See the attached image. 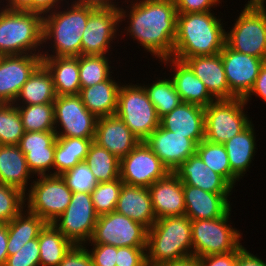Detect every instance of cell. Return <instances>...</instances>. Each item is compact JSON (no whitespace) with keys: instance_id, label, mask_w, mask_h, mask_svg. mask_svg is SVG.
<instances>
[{"instance_id":"cell-1","label":"cell","mask_w":266,"mask_h":266,"mask_svg":"<svg viewBox=\"0 0 266 266\" xmlns=\"http://www.w3.org/2000/svg\"><path fill=\"white\" fill-rule=\"evenodd\" d=\"M130 3V12L122 6L119 8L120 22L126 21V17L130 20L124 34L137 40L139 46L159 61L171 58L178 14L175 0H132Z\"/></svg>"},{"instance_id":"cell-2","label":"cell","mask_w":266,"mask_h":266,"mask_svg":"<svg viewBox=\"0 0 266 266\" xmlns=\"http://www.w3.org/2000/svg\"><path fill=\"white\" fill-rule=\"evenodd\" d=\"M221 20L211 11L178 13L172 58L184 62L189 57L221 53L226 44Z\"/></svg>"},{"instance_id":"cell-3","label":"cell","mask_w":266,"mask_h":266,"mask_svg":"<svg viewBox=\"0 0 266 266\" xmlns=\"http://www.w3.org/2000/svg\"><path fill=\"white\" fill-rule=\"evenodd\" d=\"M70 4L67 8H63L64 11L55 9L43 16L42 41L43 44L51 41L53 55L46 50L47 52L42 51V57H78L81 55L82 34L89 15L95 9Z\"/></svg>"},{"instance_id":"cell-4","label":"cell","mask_w":266,"mask_h":266,"mask_svg":"<svg viewBox=\"0 0 266 266\" xmlns=\"http://www.w3.org/2000/svg\"><path fill=\"white\" fill-rule=\"evenodd\" d=\"M193 256L191 220L186 216L160 218L148 229V266L178 261Z\"/></svg>"},{"instance_id":"cell-5","label":"cell","mask_w":266,"mask_h":266,"mask_svg":"<svg viewBox=\"0 0 266 266\" xmlns=\"http://www.w3.org/2000/svg\"><path fill=\"white\" fill-rule=\"evenodd\" d=\"M42 32L41 14L0 6V56L41 55L40 50L45 46L42 45Z\"/></svg>"},{"instance_id":"cell-6","label":"cell","mask_w":266,"mask_h":266,"mask_svg":"<svg viewBox=\"0 0 266 266\" xmlns=\"http://www.w3.org/2000/svg\"><path fill=\"white\" fill-rule=\"evenodd\" d=\"M115 115L129 127L140 142H144L160 125L154 104L143 85L139 84L128 83L120 86Z\"/></svg>"},{"instance_id":"cell-7","label":"cell","mask_w":266,"mask_h":266,"mask_svg":"<svg viewBox=\"0 0 266 266\" xmlns=\"http://www.w3.org/2000/svg\"><path fill=\"white\" fill-rule=\"evenodd\" d=\"M226 32V44L236 52L266 60V6L247 5Z\"/></svg>"},{"instance_id":"cell-8","label":"cell","mask_w":266,"mask_h":266,"mask_svg":"<svg viewBox=\"0 0 266 266\" xmlns=\"http://www.w3.org/2000/svg\"><path fill=\"white\" fill-rule=\"evenodd\" d=\"M230 212L231 208L219 218L191 220L193 256L228 253L241 245L242 233L228 223Z\"/></svg>"},{"instance_id":"cell-9","label":"cell","mask_w":266,"mask_h":266,"mask_svg":"<svg viewBox=\"0 0 266 266\" xmlns=\"http://www.w3.org/2000/svg\"><path fill=\"white\" fill-rule=\"evenodd\" d=\"M247 104L242 98L219 99L204 107L205 139L224 144L242 132L251 122L245 114Z\"/></svg>"},{"instance_id":"cell-10","label":"cell","mask_w":266,"mask_h":266,"mask_svg":"<svg viewBox=\"0 0 266 266\" xmlns=\"http://www.w3.org/2000/svg\"><path fill=\"white\" fill-rule=\"evenodd\" d=\"M37 177L27 189L25 207L46 223H53L70 204L72 191L60 175Z\"/></svg>"},{"instance_id":"cell-11","label":"cell","mask_w":266,"mask_h":266,"mask_svg":"<svg viewBox=\"0 0 266 266\" xmlns=\"http://www.w3.org/2000/svg\"><path fill=\"white\" fill-rule=\"evenodd\" d=\"M98 217L91 193L76 192L72 193L66 210L52 224L73 245L86 246L93 235Z\"/></svg>"},{"instance_id":"cell-12","label":"cell","mask_w":266,"mask_h":266,"mask_svg":"<svg viewBox=\"0 0 266 266\" xmlns=\"http://www.w3.org/2000/svg\"><path fill=\"white\" fill-rule=\"evenodd\" d=\"M148 229L129 217L113 211L98 217L91 244H109L115 247H147Z\"/></svg>"},{"instance_id":"cell-13","label":"cell","mask_w":266,"mask_h":266,"mask_svg":"<svg viewBox=\"0 0 266 266\" xmlns=\"http://www.w3.org/2000/svg\"><path fill=\"white\" fill-rule=\"evenodd\" d=\"M53 106L57 137L94 139L98 118L87 110L79 95L56 96Z\"/></svg>"},{"instance_id":"cell-14","label":"cell","mask_w":266,"mask_h":266,"mask_svg":"<svg viewBox=\"0 0 266 266\" xmlns=\"http://www.w3.org/2000/svg\"><path fill=\"white\" fill-rule=\"evenodd\" d=\"M119 169L123 183L145 188L170 173L145 142H139L131 152L120 159Z\"/></svg>"},{"instance_id":"cell-15","label":"cell","mask_w":266,"mask_h":266,"mask_svg":"<svg viewBox=\"0 0 266 266\" xmlns=\"http://www.w3.org/2000/svg\"><path fill=\"white\" fill-rule=\"evenodd\" d=\"M120 23L119 8L95 9L88 17L81 41V55H107Z\"/></svg>"},{"instance_id":"cell-16","label":"cell","mask_w":266,"mask_h":266,"mask_svg":"<svg viewBox=\"0 0 266 266\" xmlns=\"http://www.w3.org/2000/svg\"><path fill=\"white\" fill-rule=\"evenodd\" d=\"M220 54L230 92L236 98L243 99L254 85L266 60L236 52L227 44Z\"/></svg>"},{"instance_id":"cell-17","label":"cell","mask_w":266,"mask_h":266,"mask_svg":"<svg viewBox=\"0 0 266 266\" xmlns=\"http://www.w3.org/2000/svg\"><path fill=\"white\" fill-rule=\"evenodd\" d=\"M41 64L42 56L36 54L0 56V103H14Z\"/></svg>"},{"instance_id":"cell-18","label":"cell","mask_w":266,"mask_h":266,"mask_svg":"<svg viewBox=\"0 0 266 266\" xmlns=\"http://www.w3.org/2000/svg\"><path fill=\"white\" fill-rule=\"evenodd\" d=\"M170 172L196 153V144L185 135H179L160 125L144 141Z\"/></svg>"},{"instance_id":"cell-19","label":"cell","mask_w":266,"mask_h":266,"mask_svg":"<svg viewBox=\"0 0 266 266\" xmlns=\"http://www.w3.org/2000/svg\"><path fill=\"white\" fill-rule=\"evenodd\" d=\"M94 142L120 160L131 152L140 141L120 118L113 115L97 119Z\"/></svg>"},{"instance_id":"cell-20","label":"cell","mask_w":266,"mask_h":266,"mask_svg":"<svg viewBox=\"0 0 266 266\" xmlns=\"http://www.w3.org/2000/svg\"><path fill=\"white\" fill-rule=\"evenodd\" d=\"M204 107L182 102L160 118V126L179 135H185L196 145L205 139Z\"/></svg>"},{"instance_id":"cell-21","label":"cell","mask_w":266,"mask_h":266,"mask_svg":"<svg viewBox=\"0 0 266 266\" xmlns=\"http://www.w3.org/2000/svg\"><path fill=\"white\" fill-rule=\"evenodd\" d=\"M149 191L156 219L185 215L183 183L173 172L154 182Z\"/></svg>"},{"instance_id":"cell-22","label":"cell","mask_w":266,"mask_h":266,"mask_svg":"<svg viewBox=\"0 0 266 266\" xmlns=\"http://www.w3.org/2000/svg\"><path fill=\"white\" fill-rule=\"evenodd\" d=\"M183 183L215 194H231L234 189L221 175L210 169L195 153L173 172Z\"/></svg>"},{"instance_id":"cell-23","label":"cell","mask_w":266,"mask_h":266,"mask_svg":"<svg viewBox=\"0 0 266 266\" xmlns=\"http://www.w3.org/2000/svg\"><path fill=\"white\" fill-rule=\"evenodd\" d=\"M185 215L190 220L222 217L230 208L231 194H215L191 185H183Z\"/></svg>"},{"instance_id":"cell-24","label":"cell","mask_w":266,"mask_h":266,"mask_svg":"<svg viewBox=\"0 0 266 266\" xmlns=\"http://www.w3.org/2000/svg\"><path fill=\"white\" fill-rule=\"evenodd\" d=\"M216 99L236 98L229 89L221 54L189 57L184 61Z\"/></svg>"},{"instance_id":"cell-25","label":"cell","mask_w":266,"mask_h":266,"mask_svg":"<svg viewBox=\"0 0 266 266\" xmlns=\"http://www.w3.org/2000/svg\"><path fill=\"white\" fill-rule=\"evenodd\" d=\"M173 69L171 79L182 102L193 103L207 107L216 99L209 93L205 84L194 74L191 68L183 61L168 58L160 61Z\"/></svg>"},{"instance_id":"cell-26","label":"cell","mask_w":266,"mask_h":266,"mask_svg":"<svg viewBox=\"0 0 266 266\" xmlns=\"http://www.w3.org/2000/svg\"><path fill=\"white\" fill-rule=\"evenodd\" d=\"M115 211L150 229L155 223L149 188L138 187L123 183Z\"/></svg>"},{"instance_id":"cell-27","label":"cell","mask_w":266,"mask_h":266,"mask_svg":"<svg viewBox=\"0 0 266 266\" xmlns=\"http://www.w3.org/2000/svg\"><path fill=\"white\" fill-rule=\"evenodd\" d=\"M256 135L252 122L239 134L224 143L231 167V186L246 174L256 155Z\"/></svg>"},{"instance_id":"cell-28","label":"cell","mask_w":266,"mask_h":266,"mask_svg":"<svg viewBox=\"0 0 266 266\" xmlns=\"http://www.w3.org/2000/svg\"><path fill=\"white\" fill-rule=\"evenodd\" d=\"M42 64L51 74L56 96L79 95V56L42 57Z\"/></svg>"},{"instance_id":"cell-29","label":"cell","mask_w":266,"mask_h":266,"mask_svg":"<svg viewBox=\"0 0 266 266\" xmlns=\"http://www.w3.org/2000/svg\"><path fill=\"white\" fill-rule=\"evenodd\" d=\"M32 176L18 145H0V184L15 187L26 194Z\"/></svg>"},{"instance_id":"cell-30","label":"cell","mask_w":266,"mask_h":266,"mask_svg":"<svg viewBox=\"0 0 266 266\" xmlns=\"http://www.w3.org/2000/svg\"><path fill=\"white\" fill-rule=\"evenodd\" d=\"M112 78L110 76L106 81L80 89L82 103L97 118L116 114L118 92L122 84Z\"/></svg>"},{"instance_id":"cell-31","label":"cell","mask_w":266,"mask_h":266,"mask_svg":"<svg viewBox=\"0 0 266 266\" xmlns=\"http://www.w3.org/2000/svg\"><path fill=\"white\" fill-rule=\"evenodd\" d=\"M25 209L7 223L8 256L18 252L26 242L38 238L40 230L46 224L41 217Z\"/></svg>"},{"instance_id":"cell-32","label":"cell","mask_w":266,"mask_h":266,"mask_svg":"<svg viewBox=\"0 0 266 266\" xmlns=\"http://www.w3.org/2000/svg\"><path fill=\"white\" fill-rule=\"evenodd\" d=\"M55 99L56 93L51 74L41 64L23 85L14 105L54 103Z\"/></svg>"},{"instance_id":"cell-33","label":"cell","mask_w":266,"mask_h":266,"mask_svg":"<svg viewBox=\"0 0 266 266\" xmlns=\"http://www.w3.org/2000/svg\"><path fill=\"white\" fill-rule=\"evenodd\" d=\"M93 141L94 139L57 137L53 172L51 170L50 175H61L78 163L85 161Z\"/></svg>"},{"instance_id":"cell-34","label":"cell","mask_w":266,"mask_h":266,"mask_svg":"<svg viewBox=\"0 0 266 266\" xmlns=\"http://www.w3.org/2000/svg\"><path fill=\"white\" fill-rule=\"evenodd\" d=\"M40 266H58L74 246L52 223H46L38 235Z\"/></svg>"},{"instance_id":"cell-35","label":"cell","mask_w":266,"mask_h":266,"mask_svg":"<svg viewBox=\"0 0 266 266\" xmlns=\"http://www.w3.org/2000/svg\"><path fill=\"white\" fill-rule=\"evenodd\" d=\"M85 163L90 167L98 183L120 178V160L94 141L89 147Z\"/></svg>"},{"instance_id":"cell-36","label":"cell","mask_w":266,"mask_h":266,"mask_svg":"<svg viewBox=\"0 0 266 266\" xmlns=\"http://www.w3.org/2000/svg\"><path fill=\"white\" fill-rule=\"evenodd\" d=\"M150 101L154 104L159 118L170 113L182 103L170 76L158 79L151 84H143Z\"/></svg>"},{"instance_id":"cell-37","label":"cell","mask_w":266,"mask_h":266,"mask_svg":"<svg viewBox=\"0 0 266 266\" xmlns=\"http://www.w3.org/2000/svg\"><path fill=\"white\" fill-rule=\"evenodd\" d=\"M15 106L19 110L24 132L55 131L53 103Z\"/></svg>"},{"instance_id":"cell-38","label":"cell","mask_w":266,"mask_h":266,"mask_svg":"<svg viewBox=\"0 0 266 266\" xmlns=\"http://www.w3.org/2000/svg\"><path fill=\"white\" fill-rule=\"evenodd\" d=\"M110 60L106 55H80L79 79L81 88L106 81L111 75ZM111 71V72H110Z\"/></svg>"},{"instance_id":"cell-39","label":"cell","mask_w":266,"mask_h":266,"mask_svg":"<svg viewBox=\"0 0 266 266\" xmlns=\"http://www.w3.org/2000/svg\"><path fill=\"white\" fill-rule=\"evenodd\" d=\"M196 153L205 165L231 185V167L224 144L212 143L204 139L196 146Z\"/></svg>"},{"instance_id":"cell-40","label":"cell","mask_w":266,"mask_h":266,"mask_svg":"<svg viewBox=\"0 0 266 266\" xmlns=\"http://www.w3.org/2000/svg\"><path fill=\"white\" fill-rule=\"evenodd\" d=\"M24 135L19 110L14 103H0V145H18Z\"/></svg>"},{"instance_id":"cell-41","label":"cell","mask_w":266,"mask_h":266,"mask_svg":"<svg viewBox=\"0 0 266 266\" xmlns=\"http://www.w3.org/2000/svg\"><path fill=\"white\" fill-rule=\"evenodd\" d=\"M122 186L121 178L111 182H101L95 186L91 192V199L99 216L115 211Z\"/></svg>"},{"instance_id":"cell-42","label":"cell","mask_w":266,"mask_h":266,"mask_svg":"<svg viewBox=\"0 0 266 266\" xmlns=\"http://www.w3.org/2000/svg\"><path fill=\"white\" fill-rule=\"evenodd\" d=\"M25 194L11 186L0 184V224H7L25 208Z\"/></svg>"},{"instance_id":"cell-43","label":"cell","mask_w":266,"mask_h":266,"mask_svg":"<svg viewBox=\"0 0 266 266\" xmlns=\"http://www.w3.org/2000/svg\"><path fill=\"white\" fill-rule=\"evenodd\" d=\"M60 176L72 193H91L98 184L95 176L90 170V167L85 163V161L78 163L72 169L65 171Z\"/></svg>"},{"instance_id":"cell-44","label":"cell","mask_w":266,"mask_h":266,"mask_svg":"<svg viewBox=\"0 0 266 266\" xmlns=\"http://www.w3.org/2000/svg\"><path fill=\"white\" fill-rule=\"evenodd\" d=\"M56 147H46V150L38 151H22L26 157L28 169L37 176L50 175V170H53L54 153ZM48 171V173H47Z\"/></svg>"},{"instance_id":"cell-45","label":"cell","mask_w":266,"mask_h":266,"mask_svg":"<svg viewBox=\"0 0 266 266\" xmlns=\"http://www.w3.org/2000/svg\"><path fill=\"white\" fill-rule=\"evenodd\" d=\"M4 266H40L38 238L26 242L18 252L8 256Z\"/></svg>"},{"instance_id":"cell-46","label":"cell","mask_w":266,"mask_h":266,"mask_svg":"<svg viewBox=\"0 0 266 266\" xmlns=\"http://www.w3.org/2000/svg\"><path fill=\"white\" fill-rule=\"evenodd\" d=\"M55 131L24 132L18 144L21 151L46 150V147H56Z\"/></svg>"},{"instance_id":"cell-47","label":"cell","mask_w":266,"mask_h":266,"mask_svg":"<svg viewBox=\"0 0 266 266\" xmlns=\"http://www.w3.org/2000/svg\"><path fill=\"white\" fill-rule=\"evenodd\" d=\"M116 266H148L146 247H117Z\"/></svg>"},{"instance_id":"cell-48","label":"cell","mask_w":266,"mask_h":266,"mask_svg":"<svg viewBox=\"0 0 266 266\" xmlns=\"http://www.w3.org/2000/svg\"><path fill=\"white\" fill-rule=\"evenodd\" d=\"M88 252L92 258L93 266H116L117 247L109 244H91Z\"/></svg>"},{"instance_id":"cell-49","label":"cell","mask_w":266,"mask_h":266,"mask_svg":"<svg viewBox=\"0 0 266 266\" xmlns=\"http://www.w3.org/2000/svg\"><path fill=\"white\" fill-rule=\"evenodd\" d=\"M58 266H93V262L85 245H74Z\"/></svg>"},{"instance_id":"cell-50","label":"cell","mask_w":266,"mask_h":266,"mask_svg":"<svg viewBox=\"0 0 266 266\" xmlns=\"http://www.w3.org/2000/svg\"><path fill=\"white\" fill-rule=\"evenodd\" d=\"M221 0H175L177 13H197L212 11Z\"/></svg>"},{"instance_id":"cell-51","label":"cell","mask_w":266,"mask_h":266,"mask_svg":"<svg viewBox=\"0 0 266 266\" xmlns=\"http://www.w3.org/2000/svg\"><path fill=\"white\" fill-rule=\"evenodd\" d=\"M239 255V247L232 252L201 256L199 260L202 266H235Z\"/></svg>"},{"instance_id":"cell-52","label":"cell","mask_w":266,"mask_h":266,"mask_svg":"<svg viewBox=\"0 0 266 266\" xmlns=\"http://www.w3.org/2000/svg\"><path fill=\"white\" fill-rule=\"evenodd\" d=\"M252 95H255L256 97L258 96L263 99L264 102H266V62L260 68L259 74L255 79L254 85L252 86L251 90L243 98L246 104L249 100H251L250 97L252 98Z\"/></svg>"},{"instance_id":"cell-53","label":"cell","mask_w":266,"mask_h":266,"mask_svg":"<svg viewBox=\"0 0 266 266\" xmlns=\"http://www.w3.org/2000/svg\"><path fill=\"white\" fill-rule=\"evenodd\" d=\"M235 266H266V262L250 253L242 244L239 246V255Z\"/></svg>"},{"instance_id":"cell-54","label":"cell","mask_w":266,"mask_h":266,"mask_svg":"<svg viewBox=\"0 0 266 266\" xmlns=\"http://www.w3.org/2000/svg\"><path fill=\"white\" fill-rule=\"evenodd\" d=\"M63 0H31V12L39 13L42 16L53 12L56 9L60 10V5ZM59 6V7H58Z\"/></svg>"},{"instance_id":"cell-55","label":"cell","mask_w":266,"mask_h":266,"mask_svg":"<svg viewBox=\"0 0 266 266\" xmlns=\"http://www.w3.org/2000/svg\"><path fill=\"white\" fill-rule=\"evenodd\" d=\"M72 3L81 5V6H88L94 9L120 8V6L116 4V2H114L113 0H75Z\"/></svg>"},{"instance_id":"cell-56","label":"cell","mask_w":266,"mask_h":266,"mask_svg":"<svg viewBox=\"0 0 266 266\" xmlns=\"http://www.w3.org/2000/svg\"><path fill=\"white\" fill-rule=\"evenodd\" d=\"M8 229L7 224H0V266H4L8 257Z\"/></svg>"},{"instance_id":"cell-57","label":"cell","mask_w":266,"mask_h":266,"mask_svg":"<svg viewBox=\"0 0 266 266\" xmlns=\"http://www.w3.org/2000/svg\"><path fill=\"white\" fill-rule=\"evenodd\" d=\"M156 266H202L198 257L190 256L178 261L161 263Z\"/></svg>"},{"instance_id":"cell-58","label":"cell","mask_w":266,"mask_h":266,"mask_svg":"<svg viewBox=\"0 0 266 266\" xmlns=\"http://www.w3.org/2000/svg\"><path fill=\"white\" fill-rule=\"evenodd\" d=\"M7 1L4 6L6 9L10 10H27L31 11V0H5Z\"/></svg>"},{"instance_id":"cell-59","label":"cell","mask_w":266,"mask_h":266,"mask_svg":"<svg viewBox=\"0 0 266 266\" xmlns=\"http://www.w3.org/2000/svg\"><path fill=\"white\" fill-rule=\"evenodd\" d=\"M265 0H249L247 5H265Z\"/></svg>"}]
</instances>
